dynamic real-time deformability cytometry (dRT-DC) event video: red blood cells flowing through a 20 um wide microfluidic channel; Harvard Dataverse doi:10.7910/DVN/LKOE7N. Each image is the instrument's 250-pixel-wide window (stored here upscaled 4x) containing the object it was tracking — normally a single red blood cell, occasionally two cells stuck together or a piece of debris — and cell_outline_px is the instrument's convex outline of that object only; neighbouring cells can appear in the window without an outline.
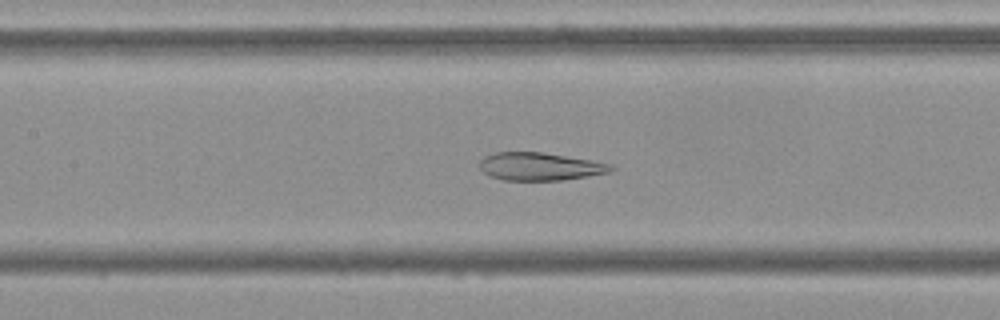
{"species": "Egyptian fruit bat (a non-hibernating species)", "species_latin": "Rousettus aegyptiacus", "temperature_condition": "cold", "stored_images_in_passage": 50, "camera_frame_rate_fps": 3000, "um_per_image_px": 0.085, "frame": {"image": 1, "passage_image": 19, "time_ms": 6.0, "image_size_px": [1000, 320], "cell_outline_px": [[616, 168], [608, 172], [588, 176], [564, 180], [504, 180], [492, 176], [484, 172], [480, 168], [480, 160], [484, 156], [496, 152], [540, 152], [592, 160], [612, 164]], "centroid_in_image_um": [45.91, 14.15], "position_along_channel_um": 161.5, "area_um2": 21.21}}
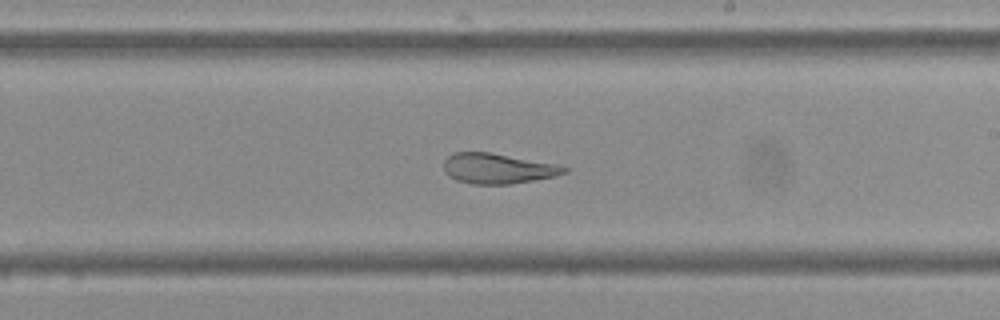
{"frame": {"image": 2, "passage_image": 26, "time_ms": 8.333, "image_size_px": [1000, 320], "cell_outline_px": [[568, 172], [552, 176], [512, 184], [472, 184], [456, 180], [448, 176], [444, 172], [444, 160], [448, 156], [456, 152], [488, 152], [556, 164], [568, 168]], "centroid_in_image_um": [42.26, 14.32], "position_along_channel_um": 246.7, "area_um2": 21.04}}
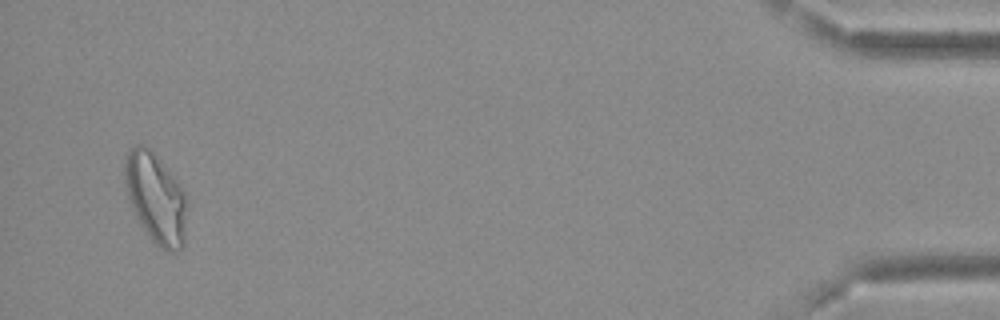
{"frame": {"image": 3, "passage_image": 47, "time_ms": 15.333, "image_size_px": [1000, 320], "cell_outline_px": [[188, 204], [184, 244], [176, 252], [168, 252], [160, 248], [148, 236], [140, 224], [128, 200], [124, 184], [124, 160], [128, 152], [136, 144], [144, 144], [152, 148], [176, 180], [184, 192]], "centroid_in_image_um": [13.24, 16.83], "position_along_channel_um": 422.0, "area_um2": 33.29}}